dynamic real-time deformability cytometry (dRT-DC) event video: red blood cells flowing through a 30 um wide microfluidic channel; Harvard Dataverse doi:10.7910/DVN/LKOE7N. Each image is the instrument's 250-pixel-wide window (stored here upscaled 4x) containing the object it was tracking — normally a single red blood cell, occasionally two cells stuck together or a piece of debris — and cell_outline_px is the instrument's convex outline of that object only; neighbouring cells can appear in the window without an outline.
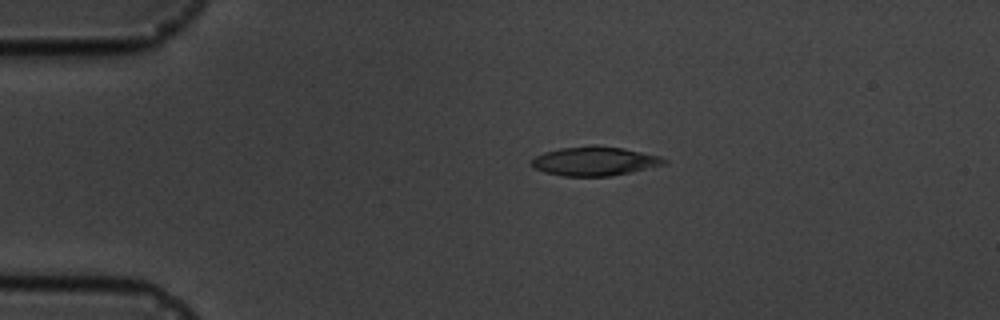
{"species": "common noctule bat (a hibernating species)", "species_latin": "Nyctalus noctula", "temperature_condition": "cold", "stored_images_in_passage": 3, "camera_frame_rate_fps": 3000, "um_per_image_px": 0.085, "animal": {"sex": "male", "body_mass_g": 19.5, "forearm_length_mm": 54.6}, "frame": {"image": 1, "passage_image": 1, "time_ms": 0.0, "image_size_px": [1000, 320], "cell_outline_px": [[668, 164], [632, 172], [608, 176], [564, 176], [544, 172], [532, 168], [528, 164], [536, 156], [544, 152], [560, 148], [596, 144], [624, 148], [660, 156], [668, 160]], "centroid_in_image_um": [50.55, 13.69], "position_along_channel_um": 34.5, "area_um2": 22.83}}
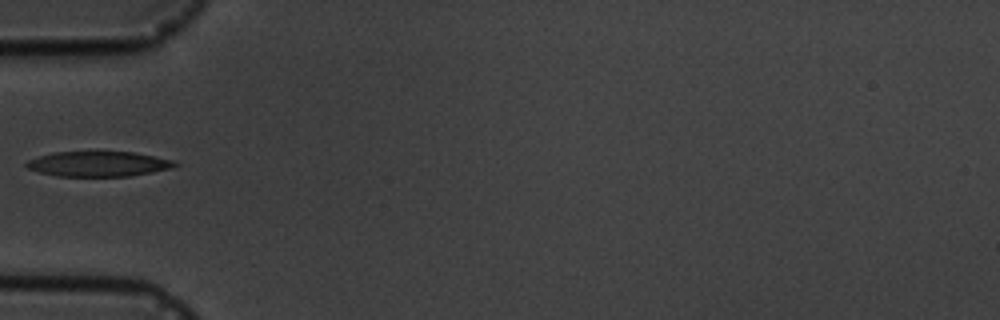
{"frame": {"image": 2, "passage_image": 3, "time_ms": 2.333, "image_size_px": [1000, 320], "cell_outline_px": [[180, 164], [172, 168], [132, 176], [56, 176], [40, 172], [28, 168], [24, 164], [28, 160], [52, 152], [96, 148], [132, 152], [172, 160]], "centroid_in_image_um": [8.34, 13.88], "position_along_channel_um": 76.7, "area_um2": 22.72}}